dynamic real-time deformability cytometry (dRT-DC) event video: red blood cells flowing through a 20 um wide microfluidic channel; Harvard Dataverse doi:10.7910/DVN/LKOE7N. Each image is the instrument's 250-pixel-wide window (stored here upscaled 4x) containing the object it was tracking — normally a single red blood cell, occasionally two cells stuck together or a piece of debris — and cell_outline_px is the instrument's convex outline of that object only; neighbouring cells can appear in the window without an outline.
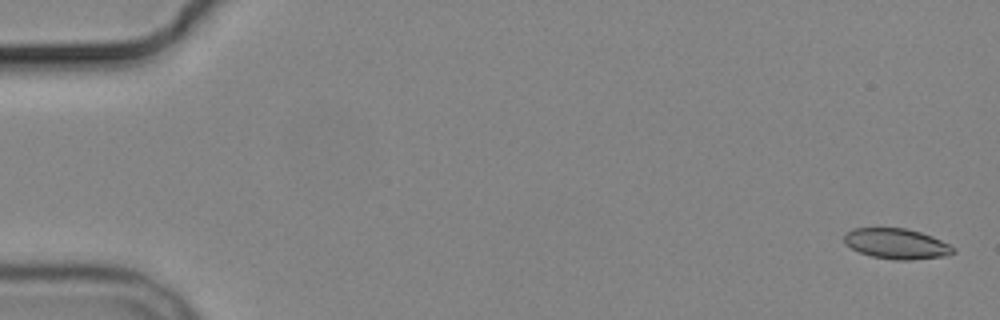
{"species": "common noctule bat (a hibernating species)", "species_latin": "Nyctalus noctula", "temperature_condition": "cold", "stored_images_in_passage": 4, "camera_frame_rate_fps": 3000, "um_per_image_px": 0.085, "animal": {"sex": "male", "body_mass_g": 19.2, "forearm_length_mm": 51.8}, "frame": {"image": 1, "passage_image": 1, "time_ms": 0.0, "image_size_px": [1000, 320], "cell_outline_px": [[956, 252], [944, 256], [908, 260], [896, 260], [872, 256], [860, 252], [844, 244], [844, 232], [852, 228], [904, 228], [920, 232], [932, 236], [956, 248]], "centroid_in_image_um": [76.18, 20.71], "position_along_channel_um": 8.8, "area_um2": 19.31}}
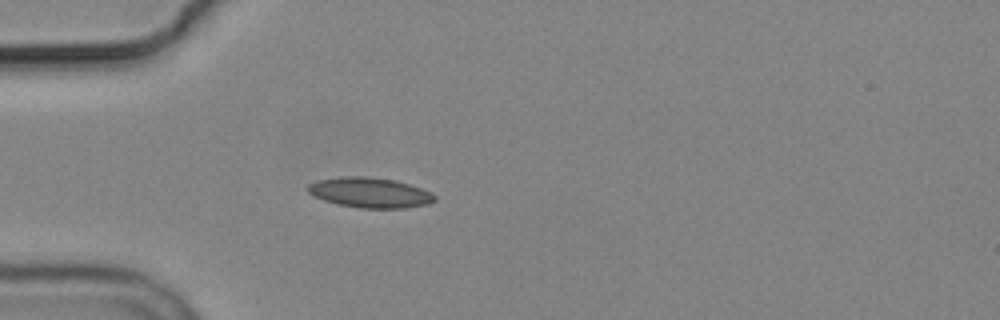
{"frame": {"image": 2, "passage_image": 4, "time_ms": 5.0, "image_size_px": [1000, 320], "cell_outline_px": [[436, 200], [428, 204], [404, 208], [360, 208], [340, 204], [324, 200], [308, 192], [308, 184], [316, 180], [344, 176], [364, 176], [396, 180], [432, 192], [436, 196]], "centroid_in_image_um": [31.47, 16.36], "position_along_channel_um": 53.5, "area_um2": 22.2}}